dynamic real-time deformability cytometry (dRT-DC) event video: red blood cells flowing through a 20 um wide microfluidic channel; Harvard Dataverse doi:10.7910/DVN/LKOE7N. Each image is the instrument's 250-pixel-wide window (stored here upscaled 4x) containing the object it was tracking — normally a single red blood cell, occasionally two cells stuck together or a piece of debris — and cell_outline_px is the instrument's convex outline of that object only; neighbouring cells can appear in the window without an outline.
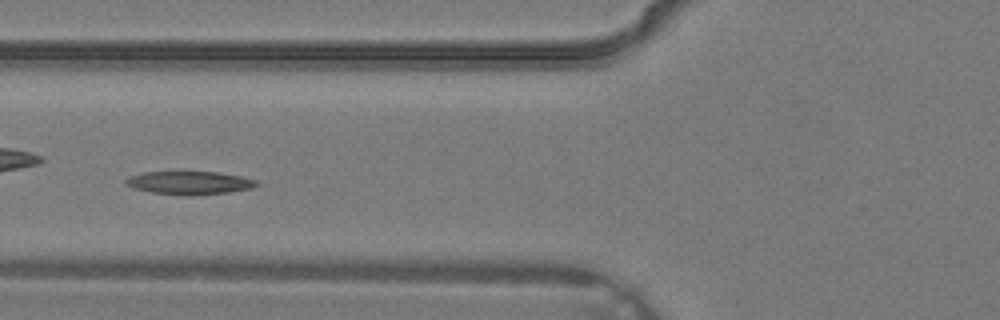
{"species": "common noctule bat (a hibernating species)", "species_latin": "Nyctalus noctula", "temperature_condition": "warm", "stored_images_in_passage": 2, "camera_frame_rate_fps": 3000, "um_per_image_px": 0.085, "animal": {"sex": "male", "body_mass_g": 19.2, "forearm_length_mm": 51.8}, "frame": {"image": 1, "passage_image": 2, "time_ms": 0.333, "image_size_px": [1000, 320], "cell_outline_px": [[260, 184], [252, 188], [228, 192], [192, 196], [188, 196], [152, 192], [136, 188], [124, 184], [124, 180], [132, 176], [144, 172], [216, 172], [240, 176], [256, 180]], "centroid_in_image_um": [16.13, 15.54], "position_along_channel_um": 109.7, "area_um2": 17.51}}